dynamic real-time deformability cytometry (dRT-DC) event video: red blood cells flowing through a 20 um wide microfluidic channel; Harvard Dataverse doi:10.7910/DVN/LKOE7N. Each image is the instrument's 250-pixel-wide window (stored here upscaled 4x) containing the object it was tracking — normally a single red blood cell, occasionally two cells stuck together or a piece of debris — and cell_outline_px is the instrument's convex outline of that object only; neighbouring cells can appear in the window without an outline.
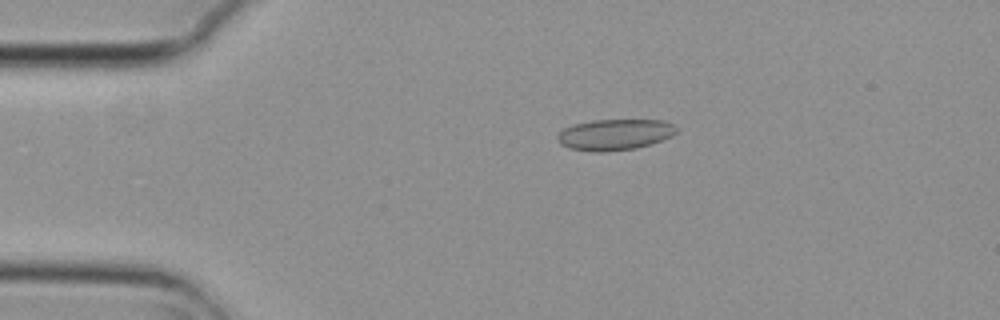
{"species": "common noctule bat (a hibernating species)", "species_latin": "Nyctalus noctula", "temperature_condition": "cold", "stored_images_in_passage": 5, "camera_frame_rate_fps": 3000, "um_per_image_px": 0.085, "animal": {"sex": "female", "body_mass_g": 29.2, "forearm_length_mm": 56.3}, "frame": {"image": 1, "passage_image": 3, "time_ms": 0.667, "image_size_px": [1000, 320], "cell_outline_px": [[676, 132], [672, 136], [652, 144], [636, 148], [604, 152], [592, 152], [572, 148], [560, 144], [556, 136], [564, 128], [572, 124], [592, 120], [664, 120], [672, 124], [676, 128]], "centroid_in_image_um": [52.25, 11.44], "position_along_channel_um": 32.8, "area_um2": 21.56}}
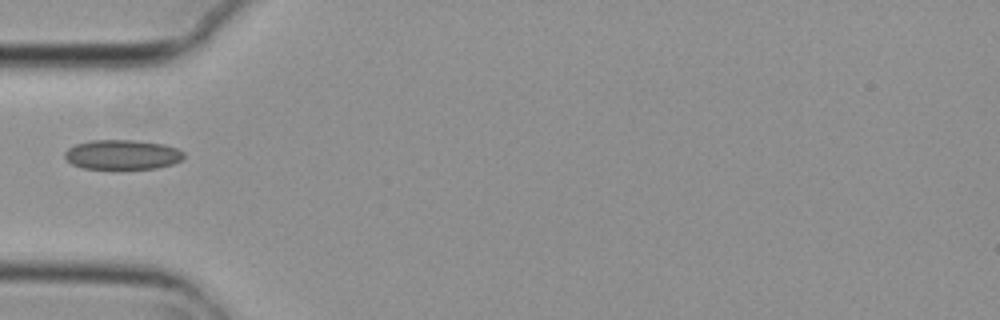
{"frame": {"image": 2, "passage_image": 5, "time_ms": 1.333, "image_size_px": [1000, 320], "cell_outline_px": [[184, 156], [180, 160], [172, 164], [156, 168], [84, 168], [72, 164], [64, 156], [64, 152], [68, 148], [76, 144], [92, 140], [136, 140], [164, 144], [176, 148], [184, 152]], "centroid_in_image_um": [10.4, 13.13], "position_along_channel_um": 74.6, "area_um2": 20.4}}